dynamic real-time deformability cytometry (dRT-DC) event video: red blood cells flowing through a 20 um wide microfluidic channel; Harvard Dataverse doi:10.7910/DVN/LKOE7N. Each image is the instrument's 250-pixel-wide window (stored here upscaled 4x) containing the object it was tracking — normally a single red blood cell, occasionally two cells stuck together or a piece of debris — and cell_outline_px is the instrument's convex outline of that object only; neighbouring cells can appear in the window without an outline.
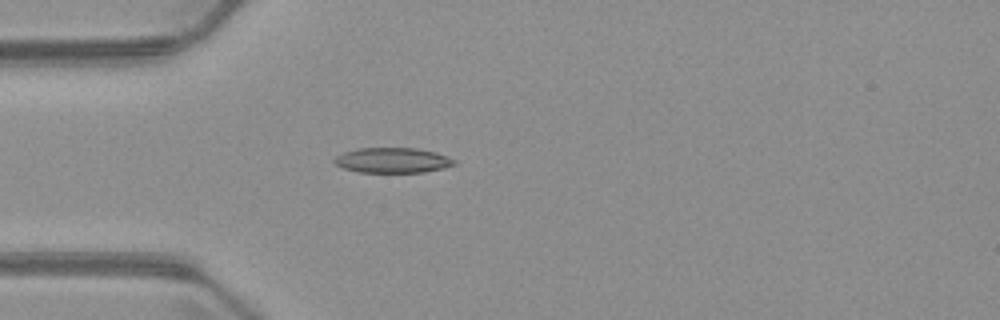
{"species": "common noctule bat (a hibernating species)", "species_latin": "Nyctalus noctula", "temperature_condition": "warm", "stored_images_in_passage": 4, "camera_frame_rate_fps": 3000, "um_per_image_px": 0.085, "animal": {"sex": "male", "body_mass_g": 23.1, "forearm_length_mm": 52.7}, "frame": {"image": 1, "passage_image": 4, "time_ms": 4.667, "image_size_px": [1000, 320], "cell_outline_px": [[456, 164], [444, 168], [424, 172], [360, 172], [344, 168], [336, 164], [332, 160], [336, 156], [344, 152], [356, 148], [416, 148], [436, 152], [456, 160]], "centroid_in_image_um": [33.38, 13.62], "position_along_channel_um": 51.6, "area_um2": 17.57}}